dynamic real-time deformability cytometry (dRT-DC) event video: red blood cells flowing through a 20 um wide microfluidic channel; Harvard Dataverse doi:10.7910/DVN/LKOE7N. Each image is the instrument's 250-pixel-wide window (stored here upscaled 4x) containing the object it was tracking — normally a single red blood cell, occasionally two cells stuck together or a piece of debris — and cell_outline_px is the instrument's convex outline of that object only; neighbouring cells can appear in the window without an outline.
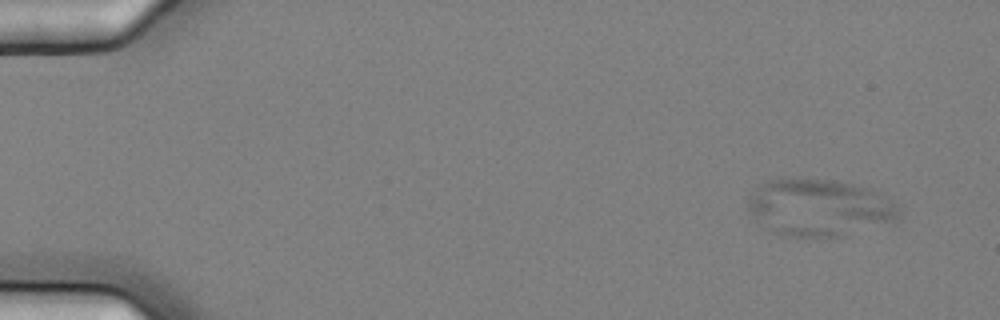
{"species": "common noctule bat (a hibernating species)", "species_latin": "Nyctalus noctula", "temperature_condition": "cold", "stored_images_in_passage": 7, "camera_frame_rate_fps": 3000, "um_per_image_px": 0.085, "animal": {"sex": "female", "body_mass_g": 25.1}, "frame": {"image": 1, "passage_image": 2, "time_ms": 0.333, "image_size_px": [1000, 320], "cell_outline_px": [[900, 216], [896, 220], [844, 236], [788, 236], [760, 228], [748, 208], [748, 196], [756, 184], [768, 180], [796, 176], [836, 180], [872, 188], [880, 192], [896, 204], [900, 208]], "centroid_in_image_um": [69.58, 17.6], "position_along_channel_um": 15.4, "area_um2": 51.38}}
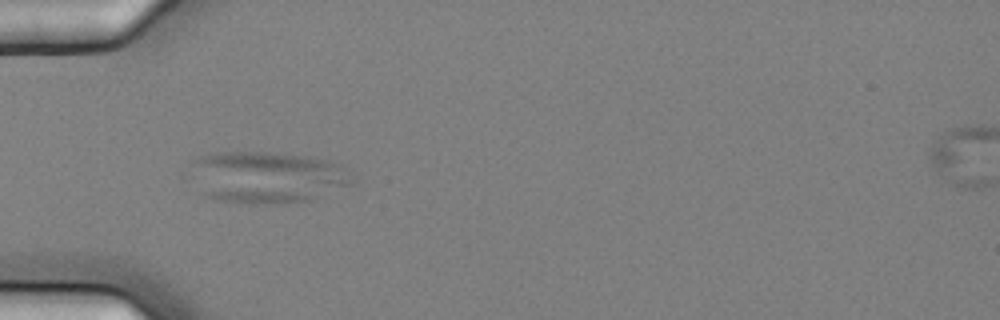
{"frame": {"image": 2, "passage_image": 6, "time_ms": 1.667, "image_size_px": [1000, 320], "cell_outline_px": [[356, 180], [352, 184], [308, 200], [284, 204], [248, 204], [212, 200], [204, 192], [192, 160], [200, 156], [216, 152], [268, 152], [304, 156], [324, 160], [340, 164]], "centroid_in_image_um": [22.77, 15.07], "position_along_channel_um": 62.2, "area_um2": 47.97}}
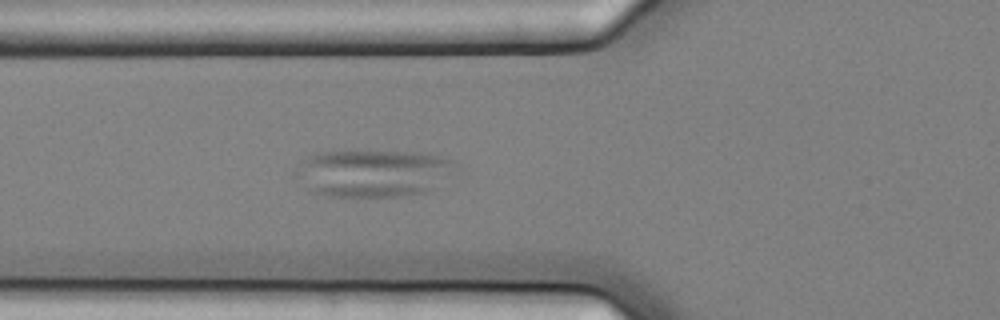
{"frame": {"image": 3, "passage_image": 7, "time_ms": 2.0, "image_size_px": [1000, 320], "cell_outline_px": [[456, 164], [424, 192], [400, 196], [328, 196], [308, 192], [300, 164], [300, 160], [316, 152], [356, 148], [420, 152], [440, 156], [452, 160]], "centroid_in_image_um": [31.64, 14.64], "position_along_channel_um": 94.2, "area_um2": 43.7}}